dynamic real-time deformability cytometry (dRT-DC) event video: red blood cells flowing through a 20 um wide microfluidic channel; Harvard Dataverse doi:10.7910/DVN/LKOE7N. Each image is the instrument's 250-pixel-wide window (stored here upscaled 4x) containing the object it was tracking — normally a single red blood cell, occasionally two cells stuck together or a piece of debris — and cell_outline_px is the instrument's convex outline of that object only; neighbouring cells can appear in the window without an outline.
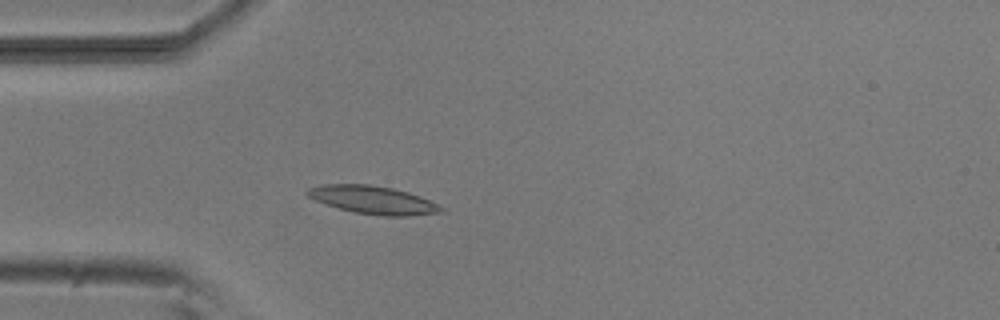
{"species": "common noctule bat (a hibernating species)", "species_latin": "Nyctalus noctula", "temperature_condition": "room temperature", "stored_images_in_passage": 5, "camera_frame_rate_fps": 3000, "um_per_image_px": 0.085, "animal": {"sex": "male", "body_mass_g": 20.5, "forearm_length_mm": 52.5}, "frame": {"image": 1, "passage_image": 5, "time_ms": 4.667, "image_size_px": [1000, 320], "cell_outline_px": [[444, 212], [408, 216], [384, 216], [352, 212], [324, 204], [308, 196], [304, 192], [308, 188], [320, 184], [368, 184], [392, 188], [408, 192], [420, 196], [444, 208]], "centroid_in_image_um": [31.67, 16.99], "position_along_channel_um": 53.3, "area_um2": 21.91}}